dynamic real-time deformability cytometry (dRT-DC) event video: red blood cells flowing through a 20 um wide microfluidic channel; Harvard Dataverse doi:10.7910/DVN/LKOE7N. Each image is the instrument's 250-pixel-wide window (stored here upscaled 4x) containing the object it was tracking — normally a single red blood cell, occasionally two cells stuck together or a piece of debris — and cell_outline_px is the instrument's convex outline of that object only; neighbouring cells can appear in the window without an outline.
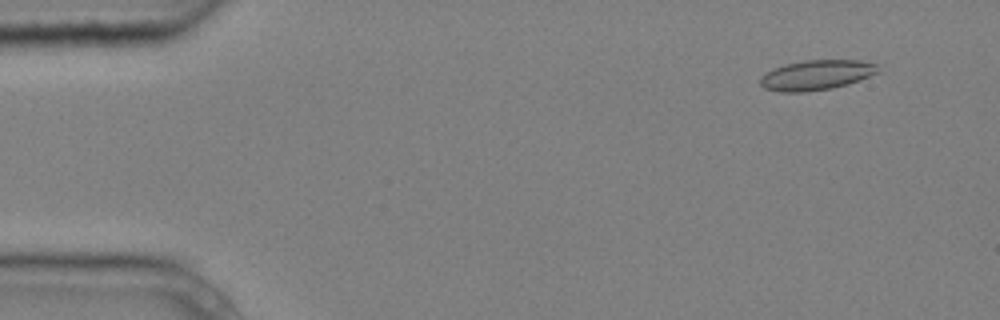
{"species": "common noctule bat (a hibernating species)", "species_latin": "Nyctalus noctula", "temperature_condition": "cold", "stored_images_in_passage": 5, "camera_frame_rate_fps": 3000, "um_per_image_px": 0.085, "animal": {"sex": "male", "body_mass_g": 20.4}, "frame": {"image": 1, "passage_image": 2, "time_ms": 0.333, "image_size_px": [1000, 320], "cell_outline_px": [[880, 72], [860, 80], [848, 84], [832, 88], [804, 92], [780, 92], [764, 88], [760, 84], [760, 76], [772, 68], [784, 64], [804, 60], [860, 60], [880, 64]], "centroid_in_image_um": [69.42, 6.37], "position_along_channel_um": 15.6, "area_um2": 20.92}}
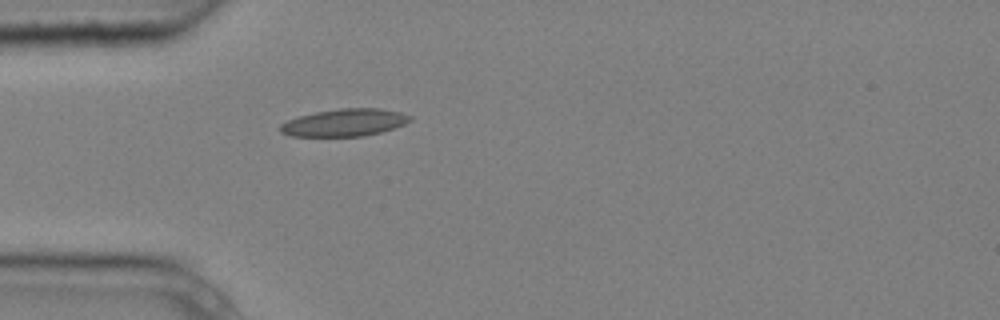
{"frame": {"image": 2, "passage_image": 5, "time_ms": 1.333, "image_size_px": [1000, 320], "cell_outline_px": [[412, 120], [404, 124], [380, 132], [364, 136], [292, 136], [280, 132], [280, 124], [288, 120], [300, 116], [316, 112], [340, 108], [380, 108], [400, 112], [412, 116]], "centroid_in_image_um": [29.3, 10.41], "position_along_channel_um": 55.7, "area_um2": 20.58}}